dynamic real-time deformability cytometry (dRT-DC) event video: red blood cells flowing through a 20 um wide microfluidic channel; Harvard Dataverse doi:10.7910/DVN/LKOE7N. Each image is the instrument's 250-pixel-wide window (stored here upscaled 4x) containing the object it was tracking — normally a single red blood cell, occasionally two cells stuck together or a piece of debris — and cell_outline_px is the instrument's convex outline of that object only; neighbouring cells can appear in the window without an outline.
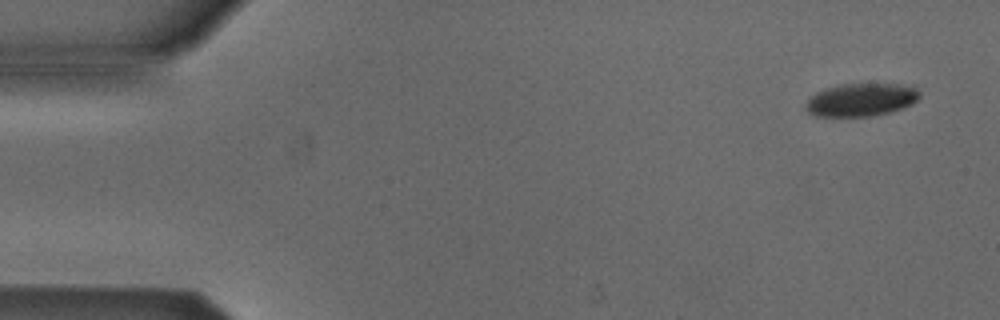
{"species": "Egyptian fruit bat (a non-hibernating species)", "species_latin": "Rousettus aegyptiacus", "temperature_condition": "cold", "stored_images_in_passage": 7, "camera_frame_rate_fps": 3000, "um_per_image_px": 0.085, "animal": {"sex": "male"}, "frame": {"image": 1, "passage_image": 1, "time_ms": 0.0, "image_size_px": [1000, 320], "cell_outline_px": [[920, 96], [912, 104], [888, 112], [868, 116], [816, 116], [808, 112], [804, 108], [804, 104], [816, 92], [824, 88], [840, 84], [896, 84], [916, 88], [920, 92]], "centroid_in_image_um": [73.14, 8.47], "position_along_channel_um": 11.9, "area_um2": 21.68}}
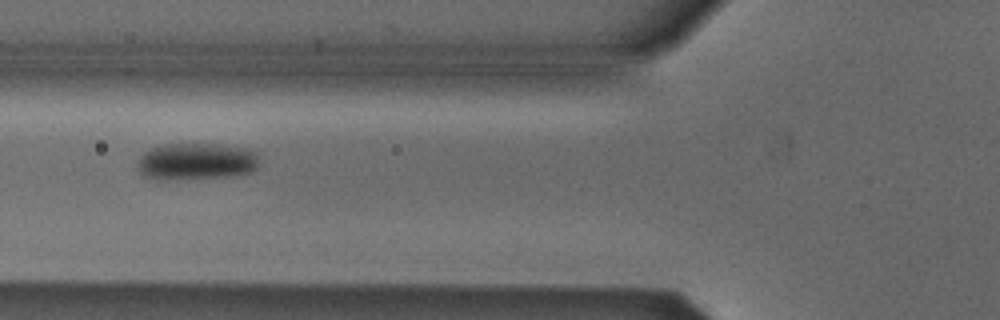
{"frame": {"image": 2, "passage_image": 5, "time_ms": 5.667, "image_size_px": [1000, 320], "cell_outline_px": [[260, 160], [256, 168], [252, 172], [228, 176], [164, 180], [156, 180], [144, 176], [136, 168], [136, 164], [140, 156], [144, 152], [152, 148], [164, 144], [220, 144], [244, 148], [256, 152]], "centroid_in_image_um": [16.66, 13.72], "position_along_channel_um": 109.1, "area_um2": 26.41}}
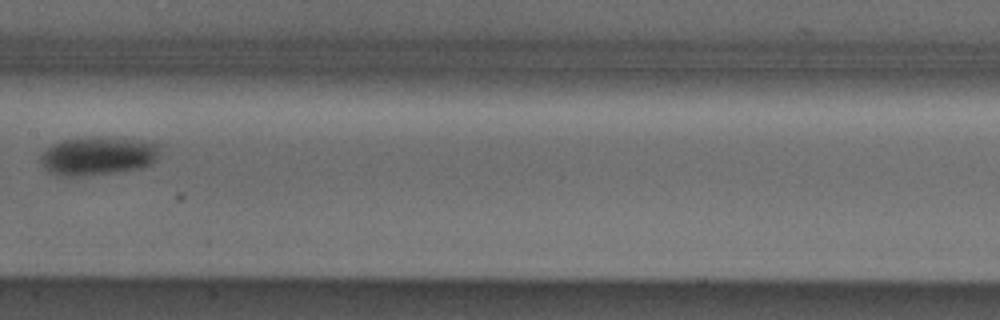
{"frame": {"image": 3, "passage_image": 7, "time_ms": 8.0, "image_size_px": [1000, 320], "cell_outline_px": [[164, 144], [156, 160], [152, 164], [140, 168], [116, 172], [80, 176], [60, 176], [48, 172], [44, 168], [40, 160], [40, 156], [52, 144], [64, 140], [84, 136], [100, 136]], "centroid_in_image_um": [8.34, 13.24], "position_along_channel_um": 199.1, "area_um2": 27.05}}